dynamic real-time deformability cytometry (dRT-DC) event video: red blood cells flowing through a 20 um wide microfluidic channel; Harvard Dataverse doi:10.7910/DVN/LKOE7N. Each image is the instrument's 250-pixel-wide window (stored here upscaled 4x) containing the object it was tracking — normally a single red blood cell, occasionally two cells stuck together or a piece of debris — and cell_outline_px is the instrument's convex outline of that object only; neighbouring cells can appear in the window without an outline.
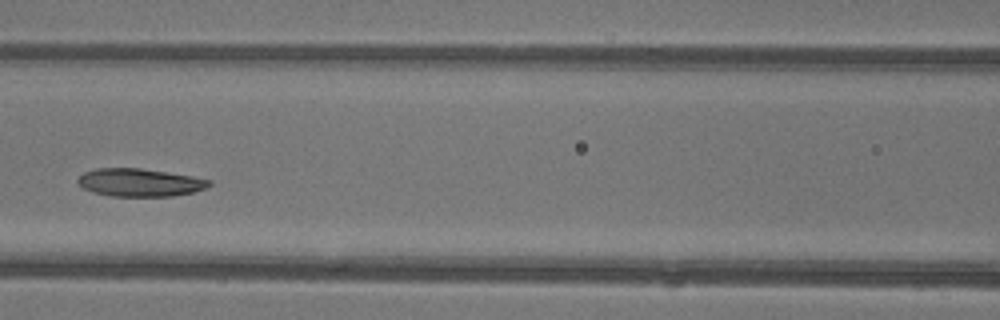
{"species": "common noctule bat (a hibernating species)", "species_latin": "Nyctalus noctula", "temperature_condition": "warm", "stored_images_in_passage": 3, "camera_frame_rate_fps": 3000, "um_per_image_px": 0.085, "animal": {"sex": "female"}, "frame": {"image": 1, "passage_image": 3, "time_ms": 0.667, "image_size_px": [1000, 320], "cell_outline_px": [[212, 184], [204, 188], [192, 192], [172, 196], [112, 196], [96, 192], [84, 188], [76, 180], [84, 172], [96, 168], [140, 168], [192, 176], [212, 180]], "centroid_in_image_um": [11.89, 15.5], "position_along_channel_um": 154.7, "area_um2": 21.1}}